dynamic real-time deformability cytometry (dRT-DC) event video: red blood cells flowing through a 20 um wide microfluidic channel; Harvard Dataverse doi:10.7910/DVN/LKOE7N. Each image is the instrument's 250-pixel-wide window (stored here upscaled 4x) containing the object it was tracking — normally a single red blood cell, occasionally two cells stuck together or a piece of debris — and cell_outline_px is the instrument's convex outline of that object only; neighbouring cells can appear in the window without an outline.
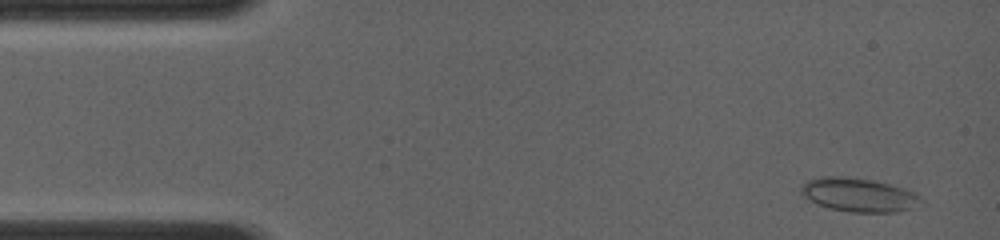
{"species": "common noctule bat (a hibernating species)", "species_latin": "Nyctalus noctula", "temperature_condition": "room temperature", "stored_images_in_passage": 5, "camera_frame_rate_fps": 4000, "um_per_image_px": 0.085, "animal": {"sex": "female", "body_mass_g": 19.0, "forearm_length_mm": 56.7}, "frame": {"image": 1, "passage_image": 2, "time_ms": 0.25, "image_size_px": [1000, 240], "cell_outline_px": [[924, 204], [912, 208], [896, 212], [848, 212], [828, 208], [816, 204], [804, 196], [800, 188], [800, 184], [808, 180], [824, 176], [844, 176], [868, 180], [888, 184], [904, 188], [920, 196], [924, 200]], "centroid_in_image_um": [73.0, 16.58], "position_along_channel_um": 12.0, "area_um2": 23.64}}
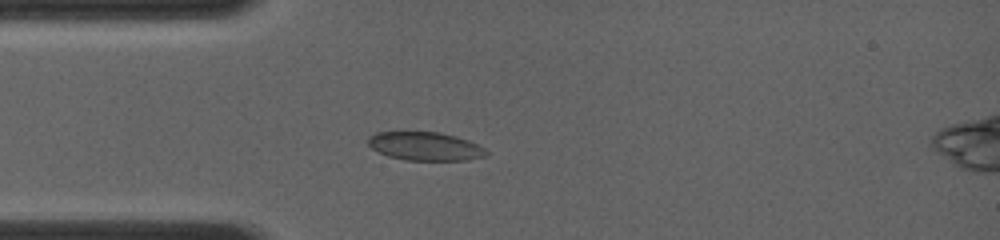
{"frame": {"image": 2, "passage_image": 5, "time_ms": 3.25, "image_size_px": [1000, 240], "cell_outline_px": [[488, 156], [468, 160], [408, 160], [388, 156], [372, 148], [368, 144], [368, 136], [376, 132], [440, 132], [456, 136], [468, 140], [484, 148], [488, 152]], "centroid_in_image_um": [36.16, 12.43], "position_along_channel_um": 48.8, "area_um2": 19.59}}